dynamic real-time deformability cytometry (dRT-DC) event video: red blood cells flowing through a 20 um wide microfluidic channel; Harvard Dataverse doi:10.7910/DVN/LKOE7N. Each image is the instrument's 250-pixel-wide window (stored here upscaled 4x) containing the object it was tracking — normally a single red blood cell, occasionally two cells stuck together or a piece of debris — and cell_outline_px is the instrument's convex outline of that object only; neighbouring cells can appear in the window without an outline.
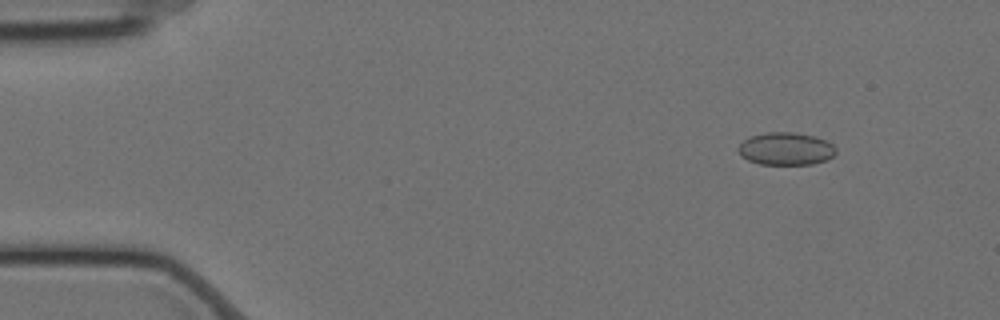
{"species": "Egyptian fruit bat (a non-hibernating species)", "species_latin": "Rousettus aegyptiacus", "temperature_condition": "cold", "stored_images_in_passage": 54, "camera_frame_rate_fps": 3000, "um_per_image_px": 0.085, "animal": {"sex": "female"}, "frame": {"image": 1, "passage_image": 7, "time_ms": 2.0, "image_size_px": [1000, 320], "cell_outline_px": [[836, 152], [832, 156], [824, 160], [812, 164], [760, 164], [748, 160], [740, 156], [736, 148], [748, 136], [768, 132], [792, 132], [816, 136], [832, 144], [836, 148]], "centroid_in_image_um": [66.75, 12.64], "position_along_channel_um": 18.2, "area_um2": 18.61}}
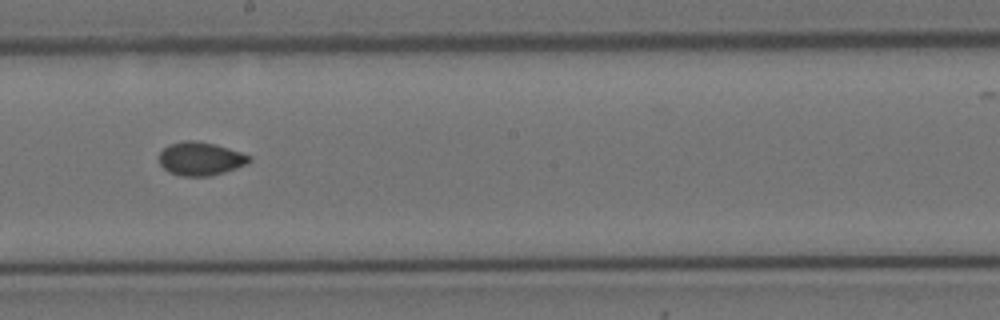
{"frame": {"image": 2, "passage_image": 33, "time_ms": 10.667, "image_size_px": [1000, 320], "cell_outline_px": [[252, 160], [248, 164], [212, 176], [180, 176], [168, 172], [160, 164], [160, 152], [168, 144], [184, 140], [196, 140], [216, 144], [252, 156]], "centroid_in_image_um": [17.06, 13.49], "position_along_channel_um": 231.1, "area_um2": 17.74}}
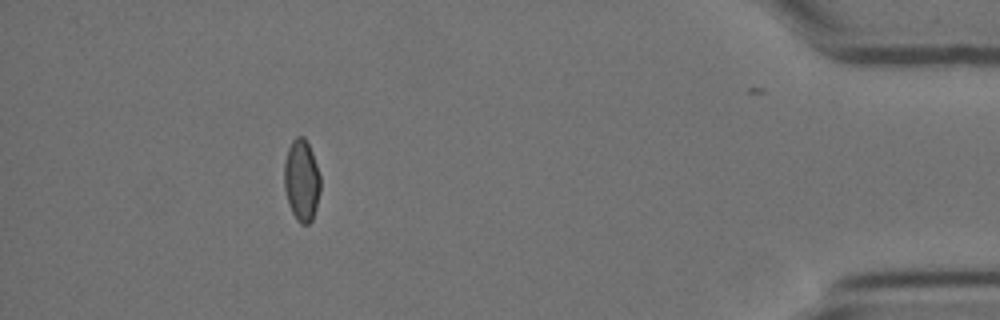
{"frame": {"image": 3, "passage_image": 53, "time_ms": 17.333, "image_size_px": [1000, 320], "cell_outline_px": [[320, 192], [316, 208], [312, 220], [308, 224], [300, 224], [296, 220], [288, 204], [284, 188], [284, 164], [288, 148], [292, 140], [296, 136], [304, 136], [312, 152], [320, 176]], "centroid_in_image_um": [25.63, 15.34], "position_along_channel_um": 409.6, "area_um2": 17.34}}